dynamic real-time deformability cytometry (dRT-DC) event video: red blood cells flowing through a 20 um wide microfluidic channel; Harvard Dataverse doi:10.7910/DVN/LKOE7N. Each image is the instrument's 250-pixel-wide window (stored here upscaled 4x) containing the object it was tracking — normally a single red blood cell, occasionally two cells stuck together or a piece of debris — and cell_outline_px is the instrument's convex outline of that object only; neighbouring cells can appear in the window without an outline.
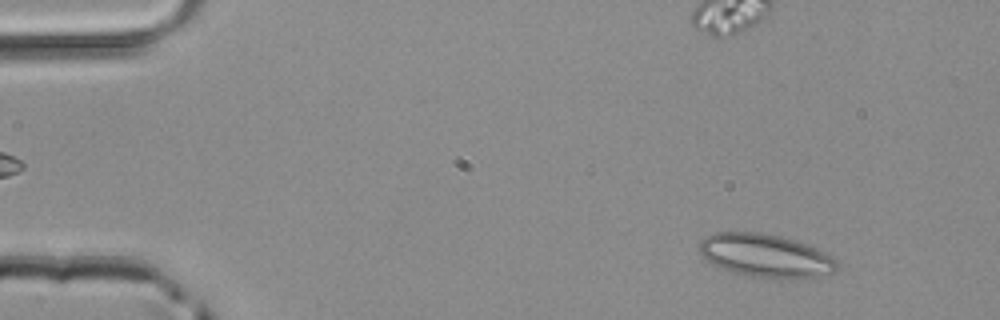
{"species": "common noctule bat (a hibernating species)", "species_latin": "Nyctalus noctula", "temperature_condition": "room temperature", "stored_images_in_passage": 11, "camera_frame_rate_fps": 3000, "um_per_image_px": 0.085, "animal": {"sex": "male", "body_mass_g": 20.4}, "frame": {"image": 1, "passage_image": 2, "time_ms": 0.333, "image_size_px": [1000, 320], "cell_outline_px": [[840, 268], [836, 272], [788, 280], [752, 276], [736, 272], [724, 268], [708, 260], [700, 252], [700, 240], [716, 232], [756, 232], [780, 236], [804, 244], [836, 260], [840, 264]], "centroid_in_image_um": [65.09, 21.74], "position_along_channel_um": 19.9, "area_um2": 33.87}}